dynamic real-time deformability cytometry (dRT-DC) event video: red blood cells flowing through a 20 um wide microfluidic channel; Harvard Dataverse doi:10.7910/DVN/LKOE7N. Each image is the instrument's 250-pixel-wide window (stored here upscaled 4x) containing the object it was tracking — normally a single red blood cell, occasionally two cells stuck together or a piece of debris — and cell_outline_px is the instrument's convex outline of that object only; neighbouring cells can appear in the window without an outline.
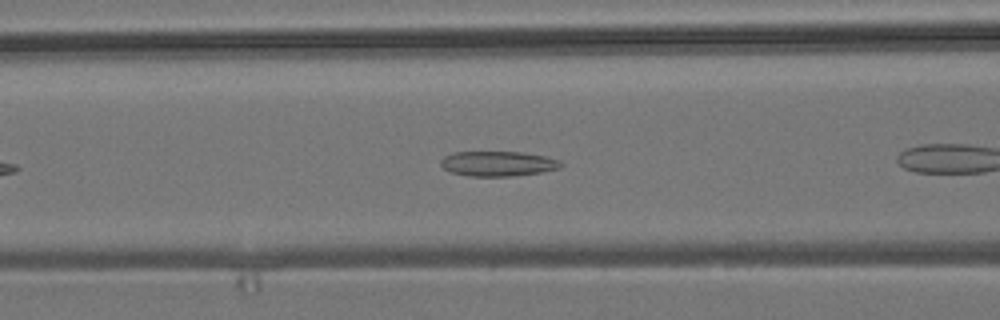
{"species": "common noctule bat (a hibernating species)", "species_latin": "Nyctalus noctula", "temperature_condition": "room temperature", "stored_images_in_passage": 40, "camera_frame_rate_fps": 3000, "um_per_image_px": 0.085, "animal": {"sex": "male", "body_mass_g": 19.2, "forearm_length_mm": 51.8}, "frame": {"image": 1, "passage_image": 7, "time_ms": 2.0, "image_size_px": [1000, 320], "cell_outline_px": [[564, 164], [560, 168], [540, 172], [512, 176], [468, 176], [452, 172], [444, 168], [440, 164], [440, 160], [444, 156], [452, 152], [520, 152], [544, 156], [560, 160]], "centroid_in_image_um": [42.32, 13.91], "position_along_channel_um": 124.3, "area_um2": 17.46}}
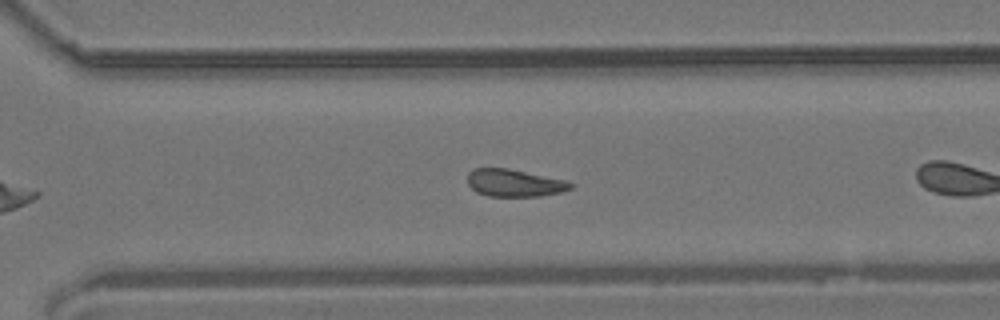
{"frame": {"image": 2, "passage_image": 23, "time_ms": 7.333, "image_size_px": [1000, 320], "cell_outline_px": [[572, 188], [560, 192], [540, 196], [488, 196], [476, 192], [468, 184], [468, 172], [472, 168], [508, 168], [568, 180], [572, 184]], "centroid_in_image_um": [43.71, 15.54], "position_along_channel_um": 326.9, "area_um2": 16.53}, "authors_computed_cell_mechanics": {"area_um2": 17.3689, "velocity_mm_per_s": 3.8105, "shape_relaxation_time_tau1_ms": null, "shape_relaxation_time_tau2_ms": 3.6362, "deformation_change_tau1": null, "deformation_change_tau2": 0.0908}}